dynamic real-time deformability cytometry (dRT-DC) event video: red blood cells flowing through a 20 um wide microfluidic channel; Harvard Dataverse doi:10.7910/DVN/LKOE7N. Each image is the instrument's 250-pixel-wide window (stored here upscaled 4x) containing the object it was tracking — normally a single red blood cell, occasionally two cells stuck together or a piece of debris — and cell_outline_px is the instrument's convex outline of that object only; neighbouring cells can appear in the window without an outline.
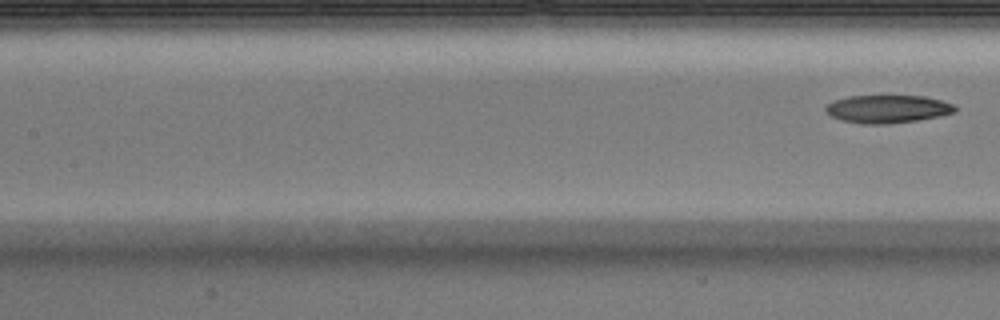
{"species": "Egyptian fruit bat (a non-hibernating species)", "species_latin": "Rousettus aegyptiacus", "temperature_condition": "warm", "stored_images_in_passage": 7, "segment_of_instrument_passage": [2, 2], "camera_frame_rate_fps": 3000, "um_per_image_px": 0.085, "animal": {"sex": "male"}, "frame": {"image": 1, "passage_image": 7, "time_ms": 2.0, "image_size_px": [1000, 320], "cell_outline_px": [[956, 112], [940, 116], [916, 120], [884, 124], [864, 124], [840, 120], [832, 116], [824, 108], [828, 104], [836, 100], [848, 96], [924, 96], [940, 100], [952, 104], [956, 108]], "centroid_in_image_um": [75.45, 9.26], "position_along_channel_um": 132.0, "area_um2": 20.81}}